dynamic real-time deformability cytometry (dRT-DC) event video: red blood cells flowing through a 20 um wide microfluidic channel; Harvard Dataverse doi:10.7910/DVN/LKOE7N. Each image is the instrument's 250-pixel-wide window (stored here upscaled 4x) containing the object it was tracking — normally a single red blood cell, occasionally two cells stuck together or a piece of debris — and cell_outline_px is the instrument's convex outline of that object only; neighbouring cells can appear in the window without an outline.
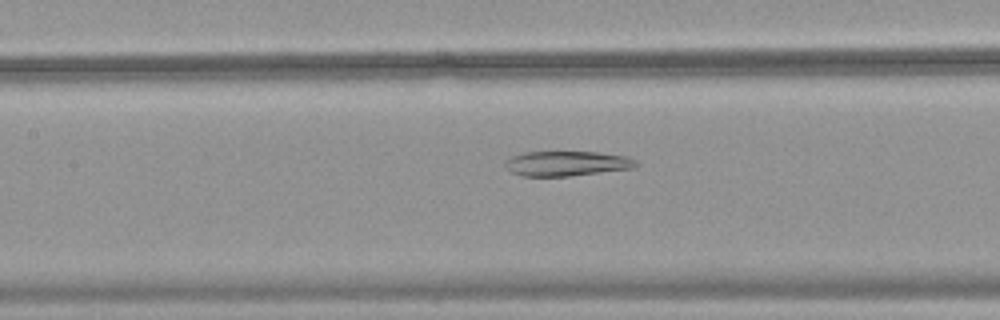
{"species": "common noctule bat (a hibernating species)", "species_latin": "Nyctalus noctula", "temperature_condition": "warm", "stored_images_in_passage": 44, "camera_frame_rate_fps": 3000, "um_per_image_px": 0.085, "animal": {"sex": "female", "body_mass_g": 18.4}, "frame": {"image": 1, "passage_image": 17, "time_ms": 5.333, "image_size_px": [1000, 320], "cell_outline_px": [[636, 164], [632, 168], [568, 176], [524, 176], [512, 172], [504, 164], [504, 160], [512, 156], [524, 152], [596, 152], [628, 156], [636, 160]], "centroid_in_image_um": [48.14, 13.89], "position_along_channel_um": 159.3, "area_um2": 18.79}}
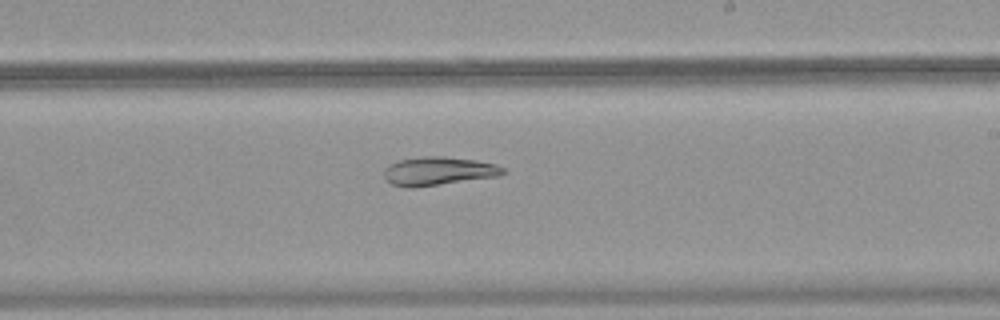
{"frame": {"image": 2, "passage_image": 24, "time_ms": 7.667, "image_size_px": [1000, 320], "cell_outline_px": [[508, 172], [500, 176], [412, 188], [392, 184], [384, 176], [384, 168], [388, 164], [400, 160], [424, 156], [444, 156], [476, 160], [496, 164], [504, 168]], "centroid_in_image_um": [37.3, 14.54], "position_along_channel_um": 251.7, "area_um2": 19.83}}
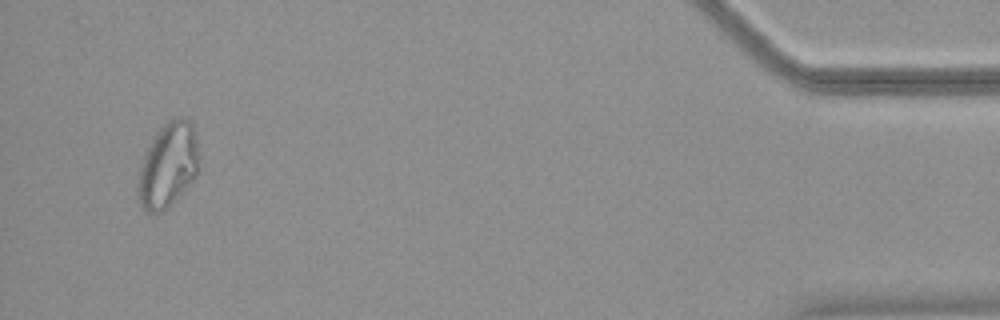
{"frame": {"image": 3, "passage_image": 42, "time_ms": 13.667, "image_size_px": [1000, 320], "cell_outline_px": [[200, 172], [196, 180], [160, 212], [148, 212], [140, 208], [136, 200], [136, 184], [140, 168], [144, 156], [156, 132], [168, 120], [180, 116], [184, 116], [192, 124], [196, 140], [200, 160]], "centroid_in_image_um": [14.29, 14.07], "position_along_channel_um": 420.9, "area_um2": 30.63}}